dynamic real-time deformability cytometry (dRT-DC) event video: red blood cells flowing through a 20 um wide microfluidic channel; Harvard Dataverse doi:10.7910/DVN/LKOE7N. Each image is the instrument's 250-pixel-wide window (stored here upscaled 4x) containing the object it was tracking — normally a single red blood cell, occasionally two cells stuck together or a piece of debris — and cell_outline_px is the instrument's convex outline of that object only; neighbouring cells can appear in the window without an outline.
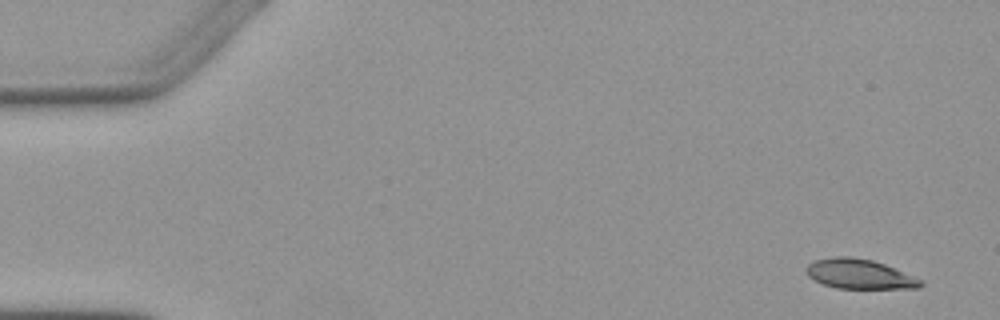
{"species": "Egyptian fruit bat (a non-hibernating species)", "species_latin": "Rousettus aegyptiacus", "temperature_condition": "warm", "stored_images_in_passage": 6, "camera_frame_rate_fps": 3000, "um_per_image_px": 0.085, "animal": {"sex": "female"}, "frame": {"image": 1, "passage_image": 1, "time_ms": 0.0, "image_size_px": [1000, 320], "cell_outline_px": [[924, 284], [920, 288], [836, 288], [824, 284], [808, 276], [808, 264], [816, 260], [836, 256], [848, 256], [872, 260], [884, 264], [916, 276], [924, 280]], "centroid_in_image_um": [73.13, 23.29], "position_along_channel_um": 11.9, "area_um2": 19.65}}
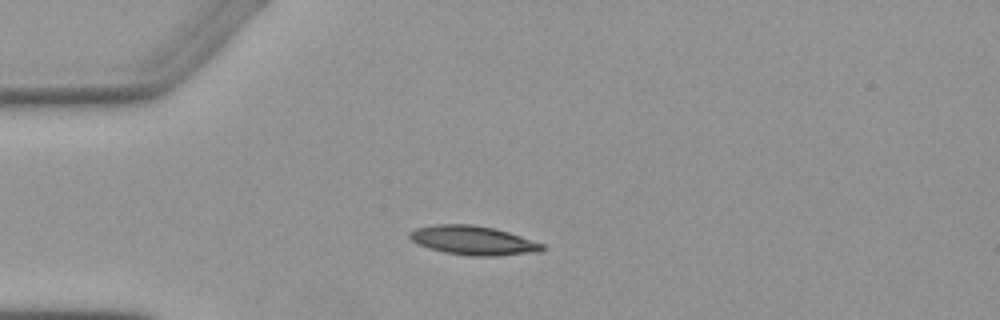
{"frame": {"image": 2, "passage_image": 4, "time_ms": 3.667, "image_size_px": [1000, 320], "cell_outline_px": [[544, 248], [540, 252], [496, 256], [472, 256], [444, 252], [428, 248], [412, 240], [408, 236], [408, 232], [416, 228], [436, 224], [472, 224], [496, 228], [544, 244]], "centroid_in_image_um": [40.22, 20.43], "position_along_channel_um": 44.8, "area_um2": 22.48}}